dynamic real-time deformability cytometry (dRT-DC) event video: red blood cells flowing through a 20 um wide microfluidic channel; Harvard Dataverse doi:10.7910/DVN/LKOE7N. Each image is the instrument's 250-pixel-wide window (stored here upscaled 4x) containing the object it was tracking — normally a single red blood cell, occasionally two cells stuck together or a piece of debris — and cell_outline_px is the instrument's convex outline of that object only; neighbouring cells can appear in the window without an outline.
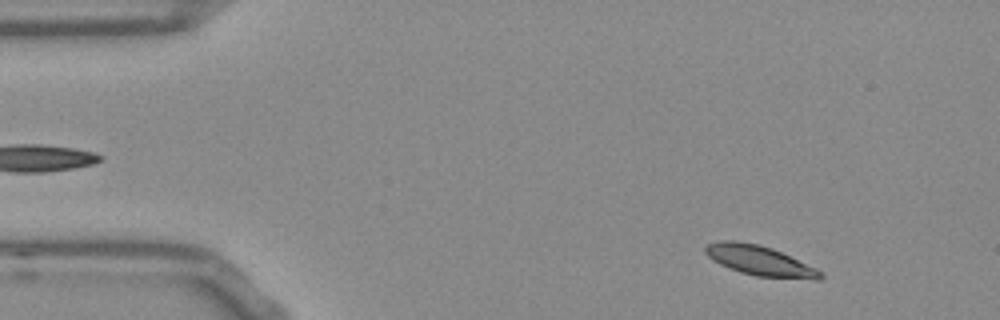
{"species": "Egyptian fruit bat (a non-hibernating species)", "species_latin": "Rousettus aegyptiacus", "temperature_condition": "room temperature", "stored_images_in_passage": 52, "camera_frame_rate_fps": 3000, "um_per_image_px": 0.085, "frame": {"image": 1, "passage_image": 4, "time_ms": 1.0, "image_size_px": [1000, 320], "cell_outline_px": [[824, 276], [820, 280], [812, 280], [756, 276], [740, 272], [728, 268], [712, 260], [704, 252], [704, 248], [708, 244], [720, 240], [736, 240], [756, 244], [772, 248], [816, 268], [824, 272]], "centroid_in_image_um": [64.59, 22.17], "position_along_channel_um": 20.4, "area_um2": 20.23}}
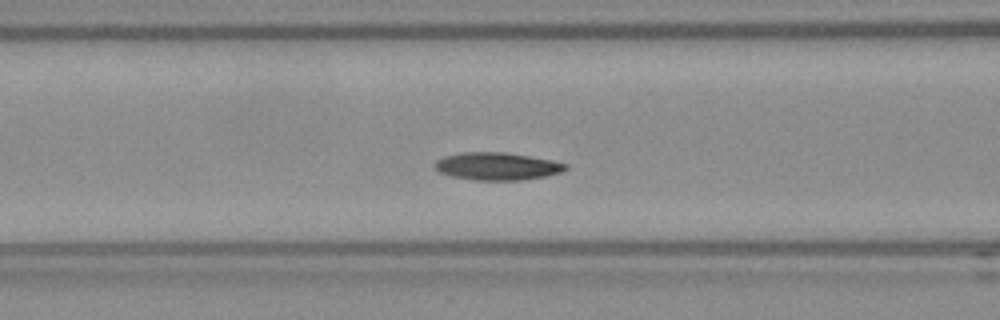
{"frame": {"image": 2, "passage_image": 19, "time_ms": 6.0, "image_size_px": [1000, 320], "cell_outline_px": [[568, 168], [560, 172], [544, 176], [520, 180], [472, 180], [452, 176], [440, 172], [432, 164], [436, 160], [444, 156], [460, 152], [508, 152], [568, 164]], "centroid_in_image_um": [42.2, 14.12], "position_along_channel_um": 124.4, "area_um2": 20.92}}
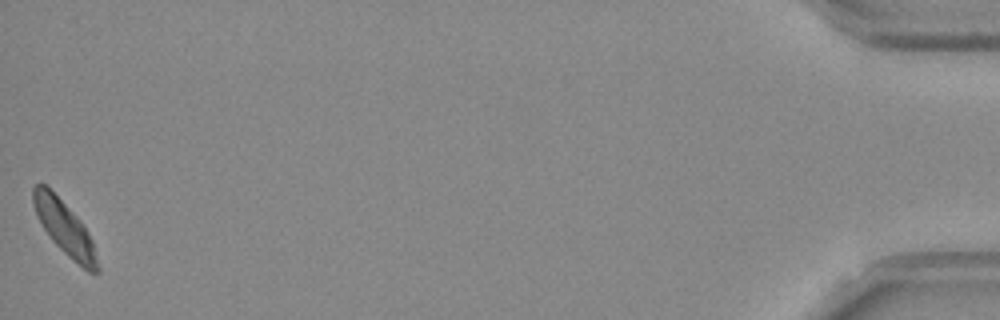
{"frame": {"image": 3, "passage_image": 52, "time_ms": 17.0, "image_size_px": [1000, 320], "cell_outline_px": [[100, 272], [88, 272], [72, 260], [52, 240], [36, 216], [32, 200], [32, 188], [36, 184], [44, 184], [80, 220], [88, 232], [92, 240], [100, 268]], "centroid_in_image_um": [5.5, 19.41], "position_along_channel_um": 429.7, "area_um2": 19.71}, "authors_computed_cell_mechanics": {"area_um2": 20.1722, "velocity_mm_per_s": 3.698, "shape_relaxation_time_tau1_ms": 3.289, "shape_relaxation_time_tau2_ms": null, "deformation_change_tau1": 0.1031, "deformation_change_tau2": null}}